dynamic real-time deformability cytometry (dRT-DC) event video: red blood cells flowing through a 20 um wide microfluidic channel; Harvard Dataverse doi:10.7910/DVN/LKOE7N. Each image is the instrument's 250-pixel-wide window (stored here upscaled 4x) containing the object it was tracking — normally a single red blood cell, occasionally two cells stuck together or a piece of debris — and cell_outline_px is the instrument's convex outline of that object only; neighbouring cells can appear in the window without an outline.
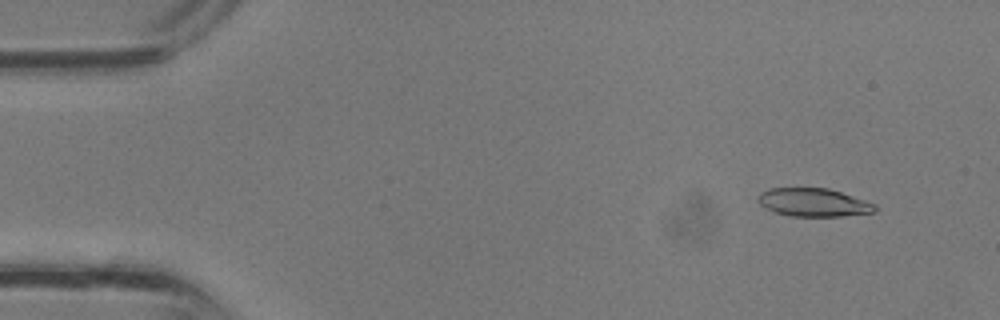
{"species": "common noctule bat (a hibernating species)", "species_latin": "Nyctalus noctula", "temperature_condition": "room temperature", "stored_images_in_passage": 35, "camera_frame_rate_fps": 3000, "um_per_image_px": 0.085, "animal": {"sex": "male", "body_mass_g": 13.3}, "frame": {"image": 1, "passage_image": 3, "time_ms": 0.667, "image_size_px": [1000, 320], "cell_outline_px": [[876, 212], [844, 216], [792, 216], [776, 212], [760, 204], [756, 200], [760, 192], [768, 188], [828, 188], [876, 204]], "centroid_in_image_um": [69.15, 17.2], "position_along_channel_um": 15.9, "area_um2": 19.13}}
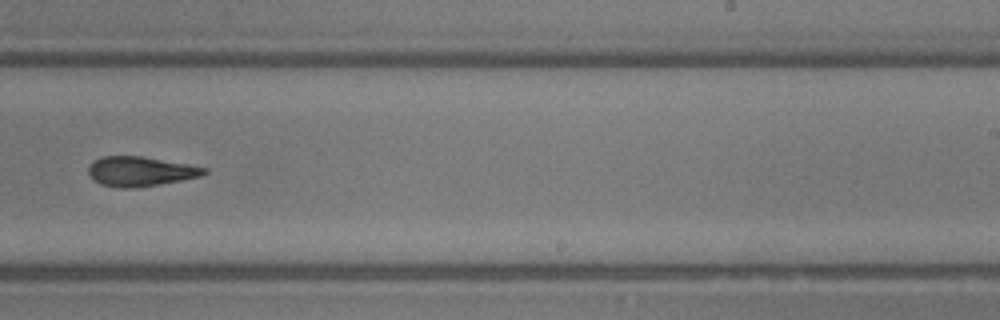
{"frame": {"image": 2, "passage_image": 22, "time_ms": 7.0, "image_size_px": [1000, 320], "cell_outline_px": [[208, 172], [200, 176], [180, 180], [136, 188], [120, 188], [100, 184], [92, 180], [88, 172], [88, 168], [92, 160], [100, 156], [140, 156], [188, 164], [208, 168]], "centroid_in_image_um": [11.88, 14.56], "position_along_channel_um": 277.1, "area_um2": 20.06}}
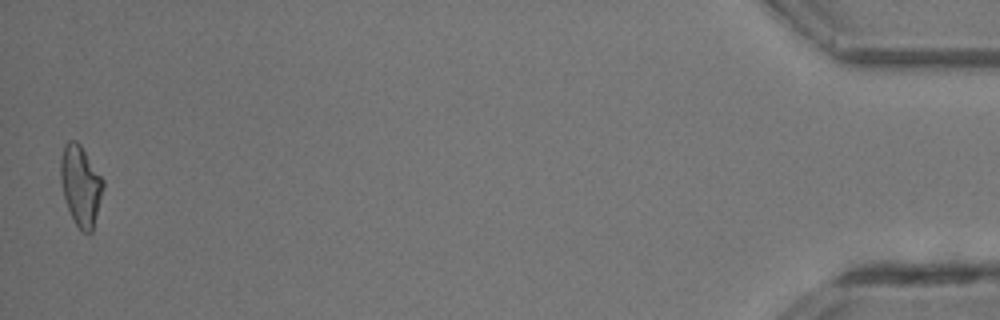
{"frame": {"image": 3, "passage_image": 35, "time_ms": 11.333, "image_size_px": [1000, 320], "cell_outline_px": [[104, 188], [92, 232], [88, 236], [76, 224], [68, 208], [64, 196], [60, 180], [60, 160], [64, 144], [68, 140], [76, 140], [80, 144], [104, 180]], "centroid_in_image_um": [6.86, 15.75], "position_along_channel_um": 428.3, "area_um2": 19.88}}